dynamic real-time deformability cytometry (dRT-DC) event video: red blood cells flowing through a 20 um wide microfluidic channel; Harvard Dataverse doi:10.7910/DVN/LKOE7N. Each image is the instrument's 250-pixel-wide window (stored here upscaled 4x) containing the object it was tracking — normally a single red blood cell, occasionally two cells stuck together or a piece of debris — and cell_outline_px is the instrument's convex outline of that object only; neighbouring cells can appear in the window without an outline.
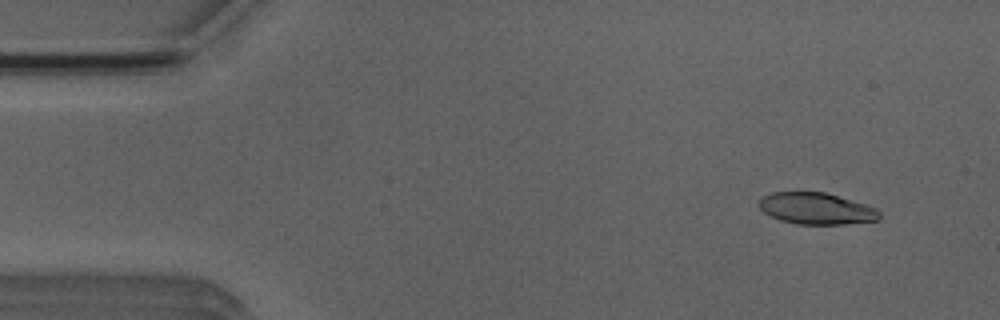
{"species": "Egyptian fruit bat (a non-hibernating species)", "species_latin": "Rousettus aegyptiacus", "temperature_condition": "room temperature", "stored_images_in_passage": 4, "camera_frame_rate_fps": 3000, "um_per_image_px": 0.085, "animal": {"sex": "male"}, "frame": {"image": 1, "passage_image": 1, "time_ms": 0.0, "image_size_px": [1000, 320], "cell_outline_px": [[880, 220], [844, 224], [796, 224], [780, 220], [768, 216], [756, 204], [760, 196], [772, 192], [824, 192], [864, 204], [876, 208], [880, 212]], "centroid_in_image_um": [69.32, 17.73], "position_along_channel_um": 15.7, "area_um2": 22.31}}
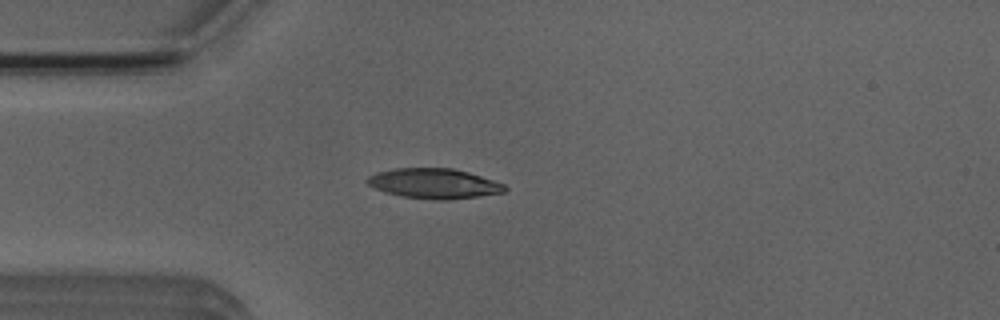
{"frame": {"image": 2, "passage_image": 3, "time_ms": 3.0, "image_size_px": [1000, 320], "cell_outline_px": [[508, 188], [504, 192], [448, 200], [436, 200], [400, 196], [384, 192], [368, 184], [364, 180], [368, 176], [376, 172], [396, 168], [452, 168], [468, 172], [504, 184]], "centroid_in_image_um": [36.85, 15.6], "position_along_channel_um": 48.2, "area_um2": 23.99}}